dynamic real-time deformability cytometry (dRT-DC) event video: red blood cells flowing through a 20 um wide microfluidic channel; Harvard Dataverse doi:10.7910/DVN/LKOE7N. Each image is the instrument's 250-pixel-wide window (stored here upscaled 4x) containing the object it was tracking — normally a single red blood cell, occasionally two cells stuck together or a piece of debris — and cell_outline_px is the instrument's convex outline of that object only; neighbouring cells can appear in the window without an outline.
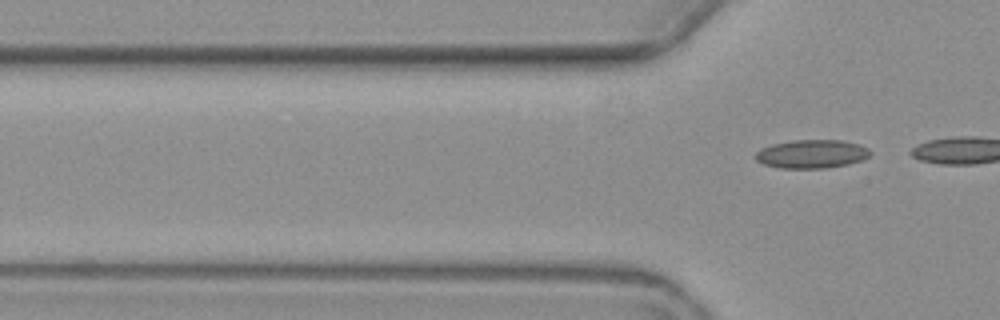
{"species": "common noctule bat (a hibernating species)", "species_latin": "Nyctalus noctula", "temperature_condition": "warm", "stored_images_in_passage": 6, "camera_frame_rate_fps": 3000, "um_per_image_px": 0.085, "animal": {"sex": "female", "body_mass_g": 19.3, "forearm_length_mm": 54.1}, "frame": {"image": 1, "passage_image": 6, "time_ms": 7.0, "image_size_px": [1000, 320], "cell_outline_px": [[872, 152], [868, 156], [860, 160], [848, 164], [824, 168], [780, 168], [764, 164], [756, 160], [756, 152], [760, 148], [772, 144], [792, 140], [840, 140], [860, 144], [868, 148]], "centroid_in_image_um": [68.98, 13.08], "position_along_channel_um": 56.8, "area_um2": 19.02}}